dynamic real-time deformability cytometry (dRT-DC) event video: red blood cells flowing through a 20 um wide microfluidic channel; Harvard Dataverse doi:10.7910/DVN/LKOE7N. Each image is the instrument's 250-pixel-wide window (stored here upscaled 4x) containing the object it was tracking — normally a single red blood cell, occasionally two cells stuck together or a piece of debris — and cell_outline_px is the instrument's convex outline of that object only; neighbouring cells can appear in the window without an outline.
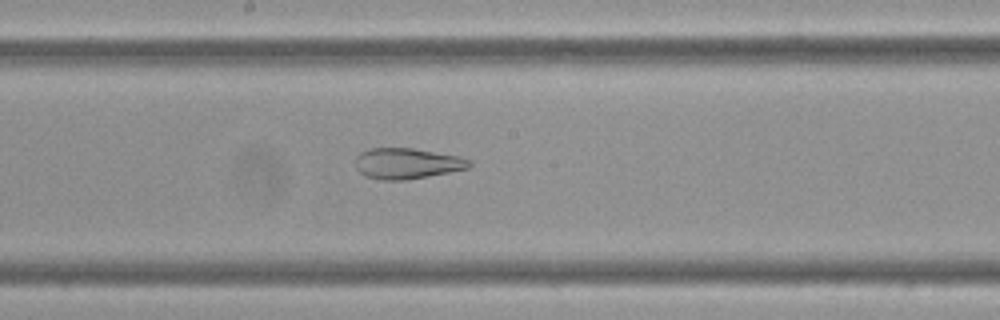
{"species": "Egyptian fruit bat (a non-hibernating species)", "species_latin": "Rousettus aegyptiacus", "temperature_condition": "cold", "stored_images_in_passage": 59, "camera_frame_rate_fps": 3000, "um_per_image_px": 0.085, "frame": {"image": 1, "passage_image": 32, "time_ms": 10.333, "image_size_px": [1000, 320], "cell_outline_px": [[472, 164], [468, 168], [408, 180], [380, 180], [364, 176], [356, 168], [356, 156], [360, 152], [372, 148], [412, 148], [460, 156], [472, 160]], "centroid_in_image_um": [34.59, 13.89], "position_along_channel_um": 213.6, "area_um2": 20.52}}
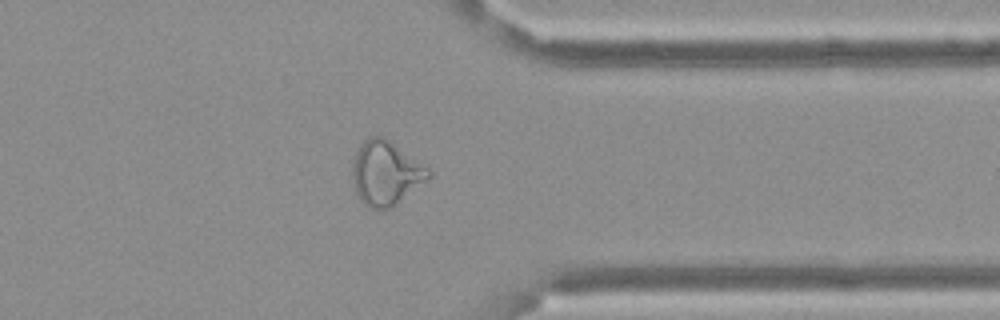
{"frame": {"image": 2, "passage_image": 47, "time_ms": 15.333, "image_size_px": [1000, 320], "cell_outline_px": [[432, 176], [392, 208], [368, 208], [364, 204], [356, 192], [352, 176], [352, 168], [356, 152], [360, 144], [368, 136], [384, 136], [428, 168], [432, 172]], "centroid_in_image_um": [32.79, 14.71], "position_along_channel_um": 378.6, "area_um2": 28.32}}
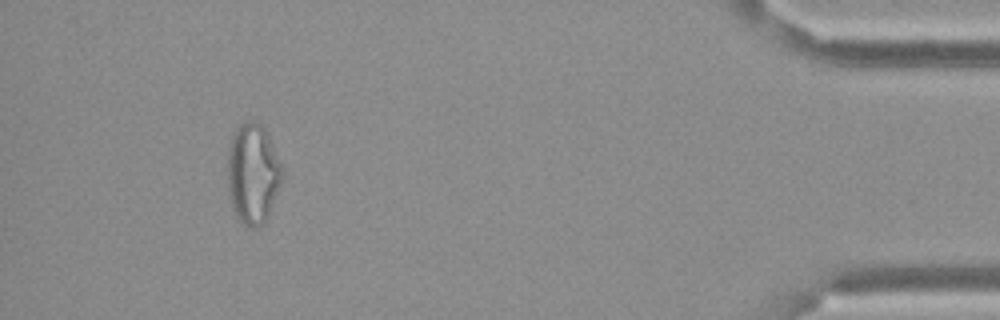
{"frame": {"image": 3, "passage_image": 55, "time_ms": 18.0, "image_size_px": [1000, 320], "cell_outline_px": [[284, 176], [268, 216], [264, 224], [256, 228], [252, 228], [236, 220], [232, 208], [228, 188], [228, 152], [232, 136], [236, 128], [244, 120], [256, 120], [264, 128], [284, 168]], "centroid_in_image_um": [21.5, 14.78], "position_along_channel_um": 413.7, "area_um2": 32.37}, "authors_computed_cell_mechanics": {"area_um2": 28.3798, "velocity_mm_per_s": 3.4037, "shape_relaxation_time_tau1_ms": null, "shape_relaxation_time_tau2_ms": 1.9882, "deformation_change_tau1": null, "deformation_change_tau2": 0.1105}}